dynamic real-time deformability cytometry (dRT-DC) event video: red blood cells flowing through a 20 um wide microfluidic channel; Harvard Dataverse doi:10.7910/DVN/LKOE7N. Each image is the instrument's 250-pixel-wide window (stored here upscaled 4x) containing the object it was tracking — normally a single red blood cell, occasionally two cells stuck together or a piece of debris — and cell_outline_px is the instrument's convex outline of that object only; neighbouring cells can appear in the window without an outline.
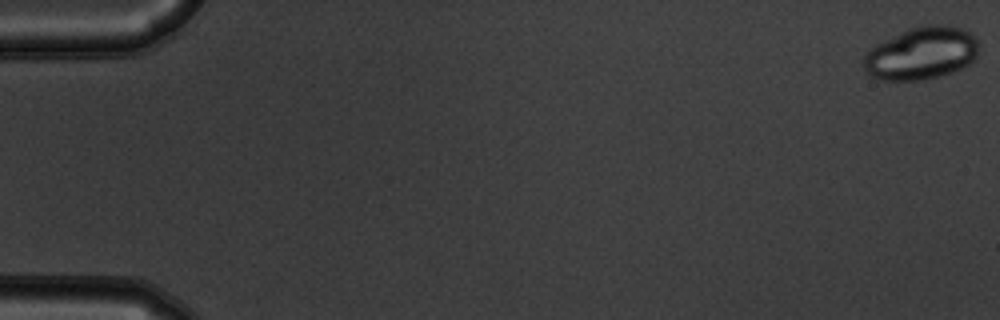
{"species": "common noctule bat (a hibernating species)", "species_latin": "Nyctalus noctula", "temperature_condition": "warm", "stored_images_in_passage": 55, "camera_frame_rate_fps": 3000, "um_per_image_px": 0.085, "animal": {"sex": "male", "body_mass_g": 19.5, "forearm_length_mm": 54.6}, "frame": {"image": 1, "passage_image": 1, "time_ms": 0.0, "image_size_px": [1000, 320], "cell_outline_px": [[976, 56], [968, 64], [960, 68], [936, 76], [916, 80], [876, 80], [868, 76], [864, 68], [864, 56], [876, 44], [912, 28], [924, 24], [944, 24], [960, 28], [968, 32], [976, 40]], "centroid_in_image_um": [78.26, 4.54], "position_along_channel_um": 6.7, "area_um2": 34.51}}
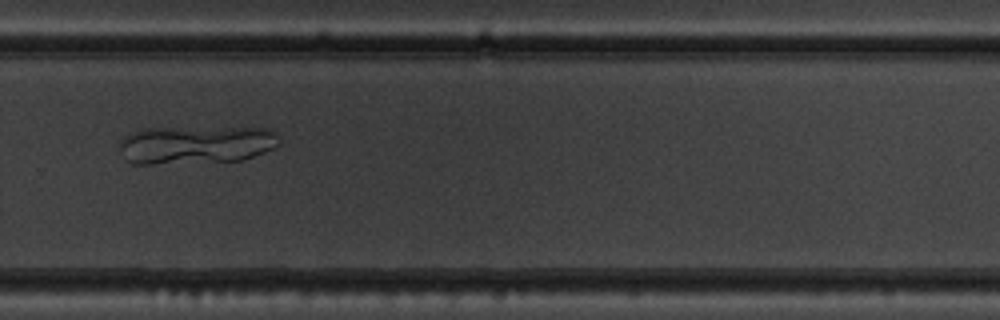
{"frame": {"image": 2, "passage_image": 39, "time_ms": 12.667, "image_size_px": [1000, 320], "cell_outline_px": [[280, 144], [264, 152], [244, 160], [152, 164], [132, 164], [128, 160], [120, 148], [120, 140], [124, 136], [132, 132], [144, 128], [268, 128], [276, 132]], "centroid_in_image_um": [16.66, 12.3], "position_along_channel_um": 313.1, "area_um2": 35.43}}
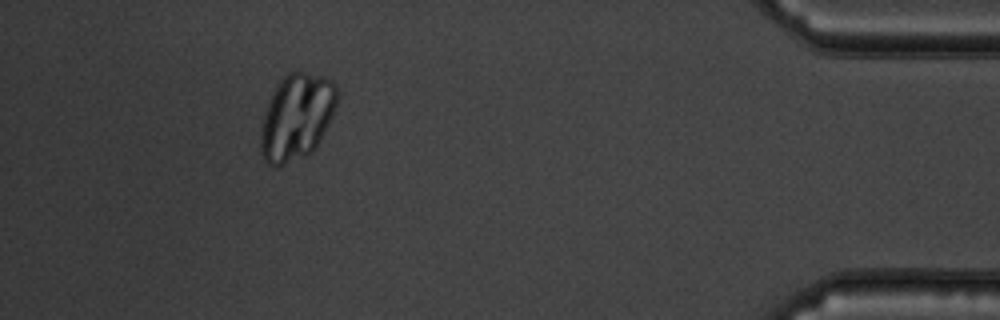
{"frame": {"image": 3, "passage_image": 51, "time_ms": 16.667, "image_size_px": [1000, 320], "cell_outline_px": [[340, 92], [332, 116], [316, 148], [312, 152], [304, 156], [276, 168], [272, 168], [264, 160], [260, 152], [260, 132], [264, 112], [272, 92], [280, 80], [288, 72], [304, 72], [324, 76], [332, 80], [336, 84]], "centroid_in_image_um": [25.21, 9.94], "position_along_channel_um": 410.0, "area_um2": 38.9}}